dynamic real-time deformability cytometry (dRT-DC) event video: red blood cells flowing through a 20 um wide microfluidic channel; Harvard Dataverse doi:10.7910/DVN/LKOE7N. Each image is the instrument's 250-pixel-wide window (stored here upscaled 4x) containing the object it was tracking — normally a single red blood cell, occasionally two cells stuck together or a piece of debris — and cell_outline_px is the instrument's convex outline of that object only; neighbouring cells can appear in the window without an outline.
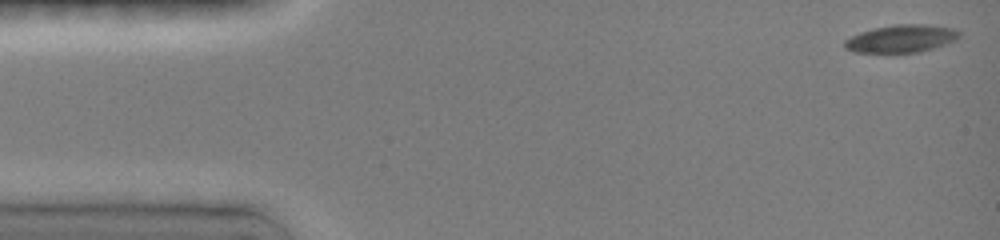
{"species": "common noctule bat (a hibernating species)", "species_latin": "Nyctalus noctula", "temperature_condition": "room temperature", "stored_images_in_passage": 13, "camera_frame_rate_fps": 3000, "um_per_image_px": 0.085, "animal": {"sex": "female", "body_mass_g": 19.0, "forearm_length_mm": 51.5}, "frame": {"image": 1, "passage_image": 1, "time_ms": 0.0, "image_size_px": [1000, 240], "cell_outline_px": [[960, 36], [956, 40], [920, 52], [852, 52], [844, 48], [844, 40], [860, 32], [876, 28], [896, 24], [924, 24], [956, 28], [960, 32]], "centroid_in_image_um": [76.62, 3.28], "position_along_channel_um": 8.4, "area_um2": 18.38}}
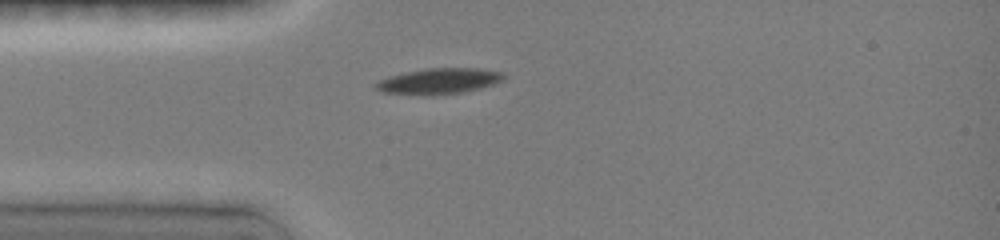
{"frame": {"image": 2, "passage_image": 10, "time_ms": 3.667, "image_size_px": [1000, 240], "cell_outline_px": [[504, 80], [492, 84], [460, 92], [384, 92], [376, 88], [376, 84], [380, 80], [392, 76], [408, 72], [428, 68], [476, 68], [500, 72], [504, 76]], "centroid_in_image_um": [37.39, 6.83], "position_along_channel_um": 47.6, "area_um2": 17.51}}